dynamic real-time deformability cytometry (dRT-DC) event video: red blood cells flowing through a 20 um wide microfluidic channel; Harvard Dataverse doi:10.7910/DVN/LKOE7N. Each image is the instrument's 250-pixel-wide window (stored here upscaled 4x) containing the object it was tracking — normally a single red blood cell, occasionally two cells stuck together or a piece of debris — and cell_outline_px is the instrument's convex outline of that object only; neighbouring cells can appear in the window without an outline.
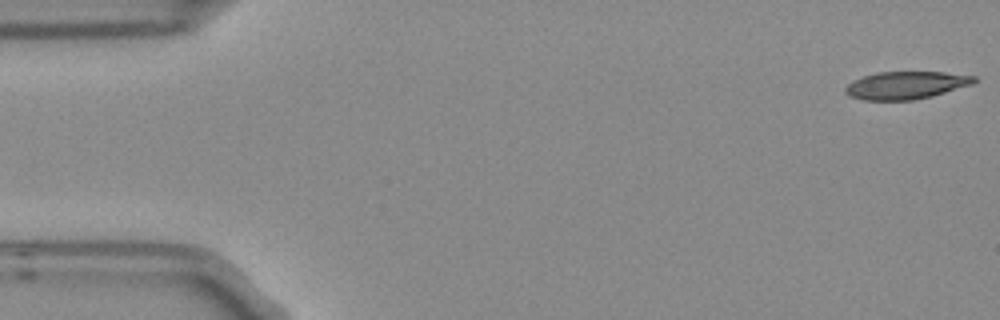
{"species": "Egyptian fruit bat (a non-hibernating species)", "species_latin": "Rousettus aegyptiacus", "temperature_condition": "room temperature", "stored_images_in_passage": 3, "camera_frame_rate_fps": 3000, "um_per_image_px": 0.085, "frame": {"image": 1, "passage_image": 1, "time_ms": 0.0, "image_size_px": [1000, 320], "cell_outline_px": [[976, 80], [972, 84], [932, 96], [912, 100], [864, 100], [852, 96], [844, 92], [844, 88], [852, 80], [876, 72], [944, 72], [976, 76]], "centroid_in_image_um": [76.99, 7.24], "position_along_channel_um": 8.0, "area_um2": 20.63}}